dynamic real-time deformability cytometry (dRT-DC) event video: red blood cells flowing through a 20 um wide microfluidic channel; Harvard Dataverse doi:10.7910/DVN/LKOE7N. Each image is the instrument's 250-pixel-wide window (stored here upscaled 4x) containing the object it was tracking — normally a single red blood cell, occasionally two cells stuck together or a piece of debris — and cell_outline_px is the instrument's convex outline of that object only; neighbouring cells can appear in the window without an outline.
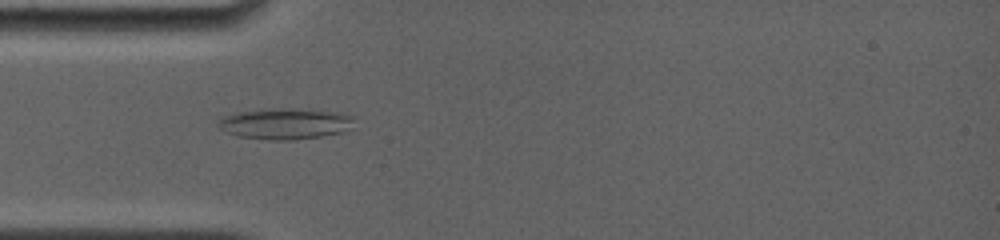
{"species": "common noctule bat (a hibernating species)", "species_latin": "Nyctalus noctula", "temperature_condition": "room temperature", "stored_images_in_passage": 19, "camera_frame_rate_fps": 4000, "um_per_image_px": 0.085, "animal": {"sex": "female", "body_mass_g": 19.0, "forearm_length_mm": 56.7}, "frame": {"image": 1, "passage_image": 10, "time_ms": 4.5, "image_size_px": [1000, 240], "cell_outline_px": [[352, 128], [344, 132], [320, 136], [292, 140], [268, 140], [240, 136], [228, 132], [220, 128], [216, 124], [216, 120], [224, 116], [240, 112], [272, 108], [340, 112], [352, 116]], "centroid_in_image_um": [24.23, 10.52], "position_along_channel_um": 60.8, "area_um2": 24.28}}
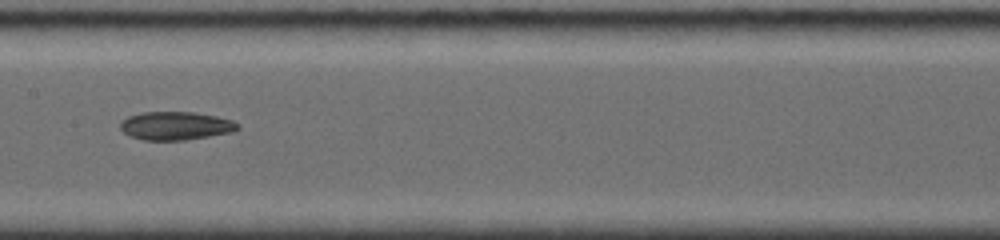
{"frame": {"image": 2, "passage_image": 15, "time_ms": 8.0, "image_size_px": [1000, 240], "cell_outline_px": [[240, 128], [232, 132], [184, 140], [144, 140], [132, 136], [124, 132], [120, 128], [120, 124], [128, 116], [144, 112], [192, 112], [216, 116], [232, 120], [240, 124]], "centroid_in_image_um": [14.96, 10.69], "position_along_channel_um": 192.4, "area_um2": 19.19}}
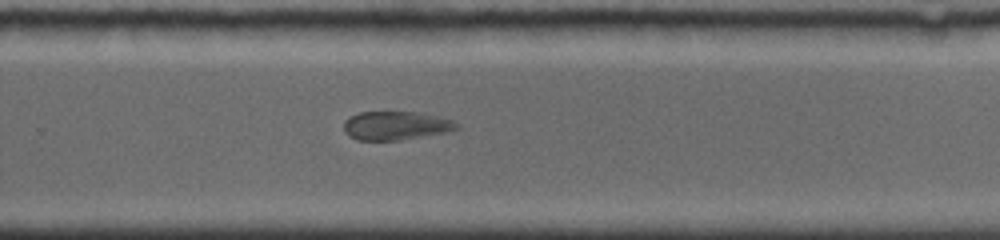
{"frame": {"image": 3, "passage_image": 19, "time_ms": 10.75, "image_size_px": [1000, 240], "cell_outline_px": [[460, 128], [444, 132], [400, 140], [356, 140], [348, 136], [344, 132], [344, 120], [348, 116], [360, 112], [420, 112], [452, 120], [460, 124]], "centroid_in_image_um": [33.6, 10.67], "position_along_channel_um": 296.2, "area_um2": 18.9}}